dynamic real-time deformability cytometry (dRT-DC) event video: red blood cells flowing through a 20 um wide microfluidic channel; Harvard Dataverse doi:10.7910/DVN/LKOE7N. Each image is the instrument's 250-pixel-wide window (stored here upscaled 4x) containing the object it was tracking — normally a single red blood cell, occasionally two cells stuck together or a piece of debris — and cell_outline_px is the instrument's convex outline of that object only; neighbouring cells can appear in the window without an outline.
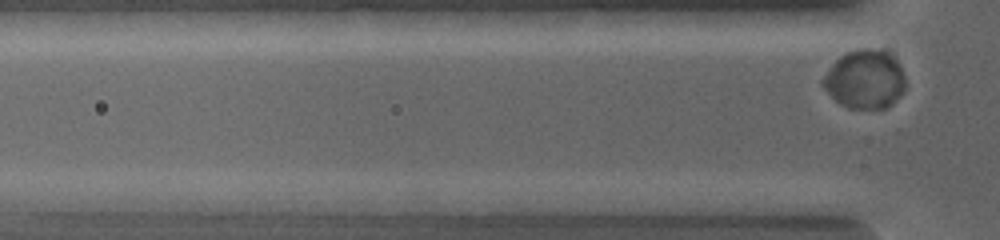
{"species": "common noctule bat (a hibernating species)", "species_latin": "Nyctalus noctula", "temperature_condition": "warm", "stored_images_in_passage": 2, "camera_frame_rate_fps": 5000, "um_per_image_px": 0.085, "animal": {"sex": "female", "body_mass_g": 19.0, "forearm_length_mm": 53.3}, "frame": {"image": 1, "passage_image": 2, "time_ms": 0.2, "image_size_px": [1000, 240], "cell_outline_px": [[904, 92], [884, 108], [848, 108], [836, 100], [824, 88], [824, 76], [832, 64], [840, 56], [848, 52], [864, 48], [888, 52], [900, 64], [904, 76]], "centroid_in_image_um": [73.53, 6.73], "position_along_channel_um": 52.3, "area_um2": 27.57}}